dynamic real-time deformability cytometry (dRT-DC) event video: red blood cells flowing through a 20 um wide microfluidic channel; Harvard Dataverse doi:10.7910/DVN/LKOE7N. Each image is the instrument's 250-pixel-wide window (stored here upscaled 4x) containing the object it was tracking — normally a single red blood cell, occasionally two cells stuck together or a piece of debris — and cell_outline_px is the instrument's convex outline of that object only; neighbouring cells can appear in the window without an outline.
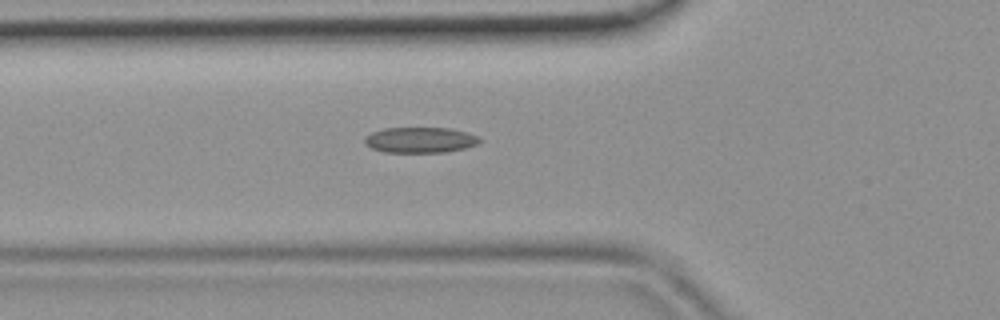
{"species": "common noctule bat (a hibernating species)", "species_latin": "Nyctalus noctula", "temperature_condition": "room temperature", "stored_images_in_passage": 31, "camera_frame_rate_fps": 3000, "um_per_image_px": 0.085, "animal": {"sex": "female", "body_mass_g": 19.9}, "frame": {"image": 1, "passage_image": 6, "time_ms": 1.667, "image_size_px": [1000, 320], "cell_outline_px": [[480, 144], [464, 148], [444, 152], [384, 152], [372, 148], [364, 144], [364, 136], [372, 132], [384, 128], [452, 128], [468, 132], [480, 136]], "centroid_in_image_um": [35.73, 11.89], "position_along_channel_um": 90.1, "area_um2": 17.34}}
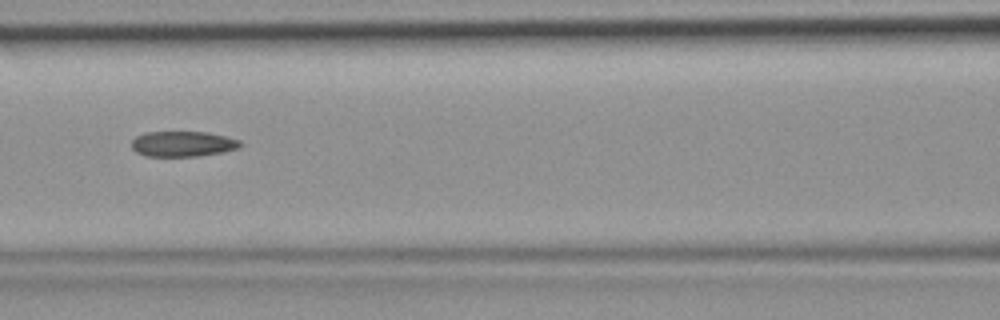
{"frame": {"image": 2, "passage_image": 10, "time_ms": 3.0, "image_size_px": [1000, 320], "cell_outline_px": [[244, 144], [240, 148], [224, 152], [196, 156], [144, 156], [136, 152], [132, 148], [132, 140], [136, 136], [144, 132], [208, 132], [240, 140]], "centroid_in_image_um": [15.55, 12.23], "position_along_channel_um": 151.0, "area_um2": 16.24}}
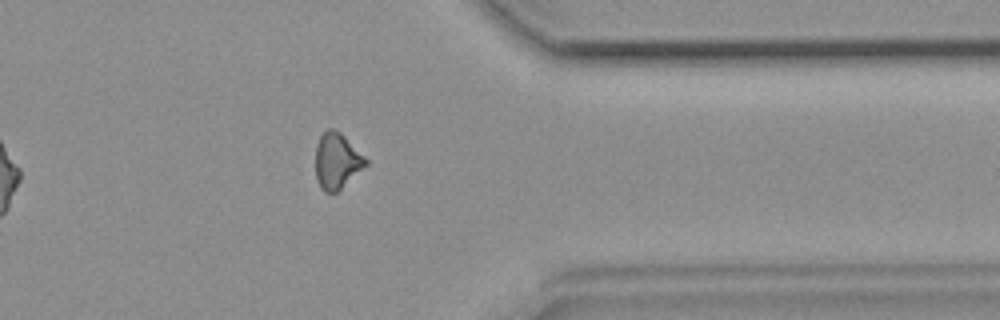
{"frame": {"image": 3, "passage_image": 26, "time_ms": 8.333, "image_size_px": [1000, 320], "cell_outline_px": [[368, 164], [336, 192], [324, 192], [320, 188], [316, 180], [316, 144], [320, 136], [328, 128], [332, 128], [340, 132], [368, 160]], "centroid_in_image_um": [28.62, 13.68], "position_along_channel_um": 382.8, "area_um2": 16.18}}